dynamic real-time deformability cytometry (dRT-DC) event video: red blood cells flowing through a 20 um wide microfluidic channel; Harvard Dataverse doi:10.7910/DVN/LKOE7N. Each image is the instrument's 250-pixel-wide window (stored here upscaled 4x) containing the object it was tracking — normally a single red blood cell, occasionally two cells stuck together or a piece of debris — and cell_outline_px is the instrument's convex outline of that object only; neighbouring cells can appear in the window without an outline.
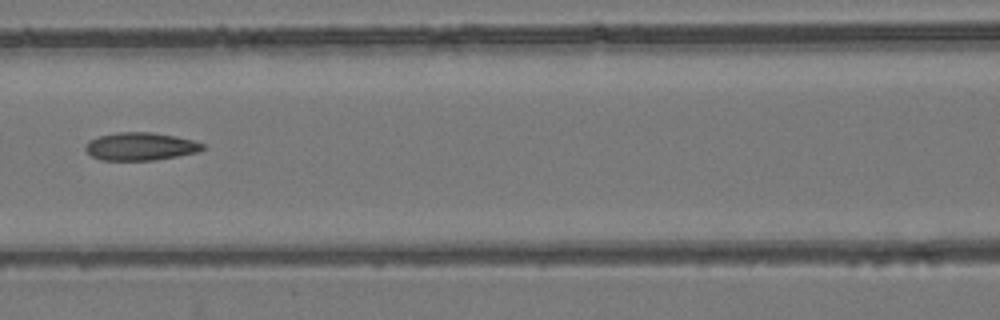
{"species": "common noctule bat (a hibernating species)", "species_latin": "Nyctalus noctula", "temperature_condition": "room temperature", "stored_images_in_passage": 8, "camera_frame_rate_fps": 3000, "um_per_image_px": 0.085, "animal": {"sex": "female", "body_mass_g": 24.6, "forearm_length_mm": 56.2}, "frame": {"image": 1, "passage_image": 8, "time_ms": 8.0, "image_size_px": [1000, 320], "cell_outline_px": [[204, 148], [196, 152], [156, 160], [100, 160], [92, 156], [84, 148], [88, 140], [100, 136], [116, 132], [152, 132], [176, 136], [192, 140], [204, 144]], "centroid_in_image_um": [11.91, 12.44], "position_along_channel_um": 154.7, "area_um2": 18.96}}